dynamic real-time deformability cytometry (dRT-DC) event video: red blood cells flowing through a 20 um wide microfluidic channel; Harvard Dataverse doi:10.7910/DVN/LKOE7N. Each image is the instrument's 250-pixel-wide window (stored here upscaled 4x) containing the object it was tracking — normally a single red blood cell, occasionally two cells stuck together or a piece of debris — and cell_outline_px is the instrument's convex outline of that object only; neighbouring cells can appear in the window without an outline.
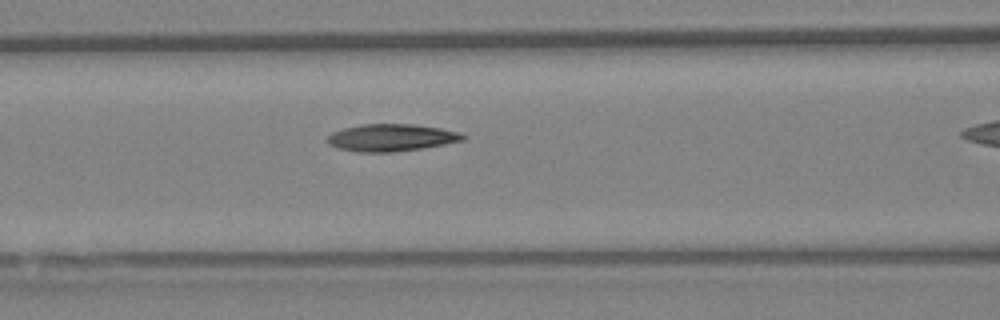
{"species": "Egyptian fruit bat (a non-hibernating species)", "species_latin": "Rousettus aegyptiacus", "temperature_condition": "warm", "stored_images_in_passage": 28, "camera_frame_rate_fps": 3000, "um_per_image_px": 0.085, "animal": {"sex": "female"}, "frame": {"image": 1, "passage_image": 8, "time_ms": 2.333, "image_size_px": [1000, 320], "cell_outline_px": [[464, 140], [444, 144], [420, 148], [392, 152], [356, 152], [340, 148], [328, 144], [328, 136], [332, 132], [344, 128], [360, 124], [416, 124], [440, 128], [460, 132], [464, 136]], "centroid_in_image_um": [33.24, 11.69], "position_along_channel_um": 133.4, "area_um2": 21.33}}
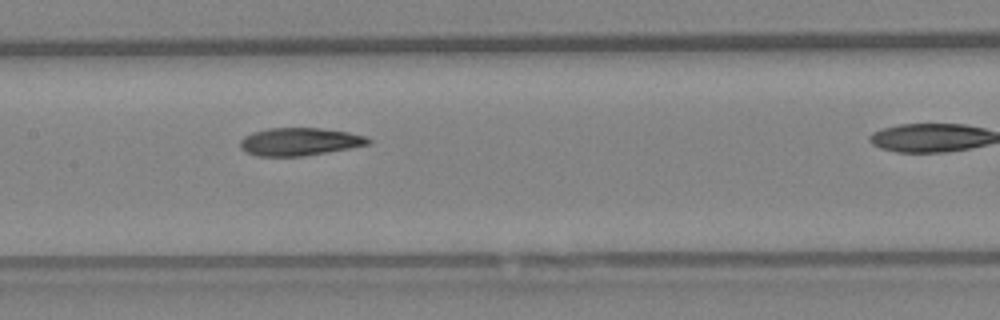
{"frame": {"image": 2, "passage_image": 11, "time_ms": 3.333, "image_size_px": [1000, 320], "cell_outline_px": [[372, 140], [368, 144], [348, 148], [304, 156], [256, 156], [240, 148], [240, 140], [244, 136], [252, 132], [268, 128], [320, 128], [348, 132], [368, 136]], "centroid_in_image_um": [25.45, 12.03], "position_along_channel_um": 182.0, "area_um2": 20.69}}